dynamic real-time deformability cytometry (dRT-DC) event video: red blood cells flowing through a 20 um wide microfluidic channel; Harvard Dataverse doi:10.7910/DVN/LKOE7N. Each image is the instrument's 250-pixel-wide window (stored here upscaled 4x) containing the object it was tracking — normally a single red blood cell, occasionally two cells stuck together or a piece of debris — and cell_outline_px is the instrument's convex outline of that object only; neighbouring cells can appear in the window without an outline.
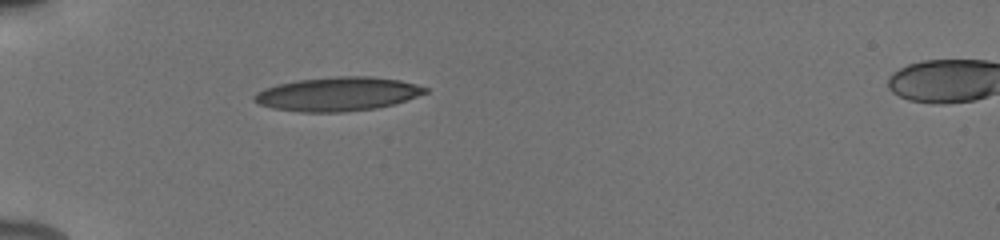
{"species": "human", "species_latin": "Homo sapiens", "temperature_condition": "cold", "stored_images_in_passage": 37, "camera_frame_rate_fps": 3000, "um_per_image_px": 0.085, "donor": {"sex": "male"}, "frame": {"image": 1, "passage_image": 1, "time_ms": 0.0, "image_size_px": [1000, 240], "cell_outline_px": [[428, 92], [392, 104], [376, 108], [344, 112], [300, 112], [272, 108], [260, 104], [252, 100], [252, 96], [256, 92], [264, 88], [276, 84], [296, 80], [336, 76], [372, 76], [400, 80], [416, 84], [428, 88]], "centroid_in_image_um": [28.65, 7.98], "position_along_channel_um": 56.3, "area_um2": 33.87}}
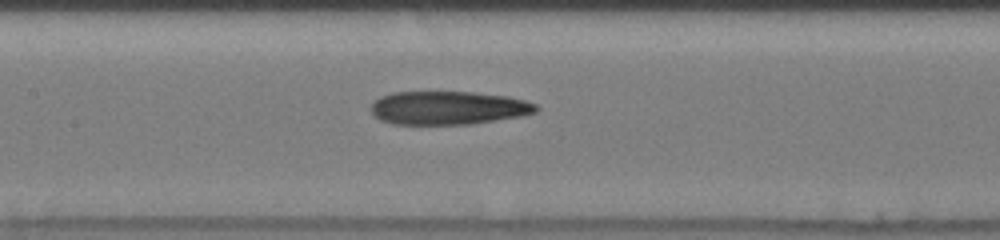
{"frame": {"image": 2, "passage_image": 11, "time_ms": 3.333, "image_size_px": [1000, 240], "cell_outline_px": [[540, 108], [536, 112], [520, 116], [468, 124], [392, 124], [380, 120], [372, 112], [372, 104], [380, 96], [392, 92], [472, 92], [508, 96], [524, 100], [536, 104]], "centroid_in_image_um": [38.1, 9.16], "position_along_channel_um": 169.3, "area_um2": 32.02}}
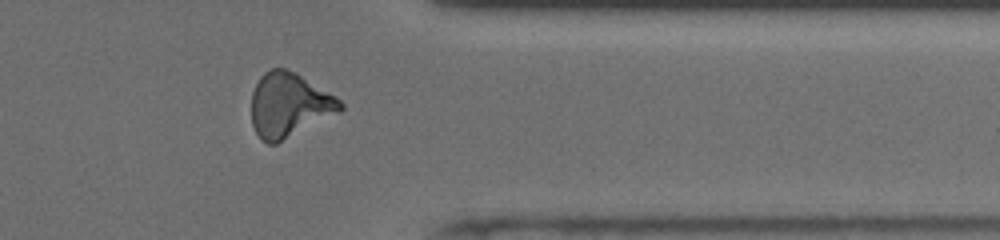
{"frame": {"image": 3, "passage_image": 28, "time_ms": 9.0, "image_size_px": [1000, 240], "cell_outline_px": [[344, 108], [340, 112], [276, 144], [268, 144], [260, 140], [252, 124], [252, 92], [260, 76], [264, 72], [272, 68], [288, 68], [296, 72], [336, 96], [344, 104]], "centroid_in_image_um": [24.58, 8.92], "position_along_channel_um": 386.8, "area_um2": 33.52}, "authors_computed_cell_mechanics": {"area_um2": 32.079, "velocity_mm_per_s": 3.9274, "shape_relaxation_time_tau1_ms": 10.656, "shape_relaxation_time_tau2_ms": 4.2221, "deformation_change_tau1": 0.2591, "deformation_change_tau2": 0.1531}}